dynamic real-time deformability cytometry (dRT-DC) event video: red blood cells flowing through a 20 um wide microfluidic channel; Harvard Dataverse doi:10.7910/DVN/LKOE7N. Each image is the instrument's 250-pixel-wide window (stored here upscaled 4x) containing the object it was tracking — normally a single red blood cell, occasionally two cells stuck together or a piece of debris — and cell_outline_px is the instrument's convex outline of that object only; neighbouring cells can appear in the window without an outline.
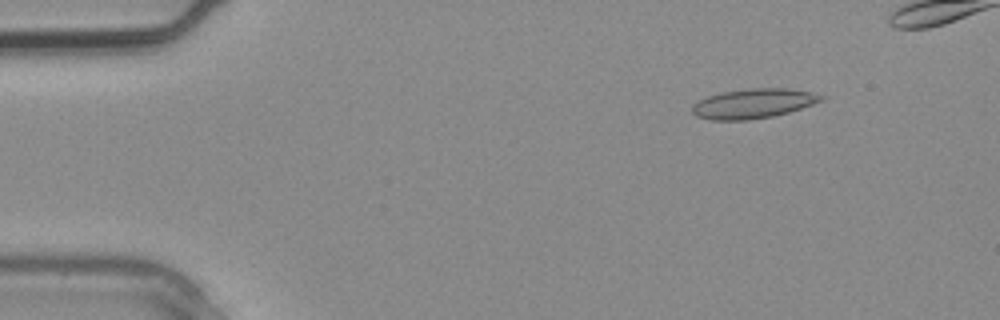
{"species": "common noctule bat (a hibernating species)", "species_latin": "Nyctalus noctula", "temperature_condition": "warm", "stored_images_in_passage": 4, "camera_frame_rate_fps": 3000, "um_per_image_px": 0.085, "animal": {"sex": "male", "body_mass_g": 20.4}, "frame": {"image": 1, "passage_image": 2, "time_ms": 0.333, "image_size_px": [1000, 320], "cell_outline_px": [[828, 96], [824, 100], [788, 112], [772, 116], [748, 120], [708, 120], [696, 116], [692, 112], [692, 104], [708, 96], [720, 92], [752, 88], [788, 88], [812, 92]], "centroid_in_image_um": [64.04, 8.79], "position_along_channel_um": 21.0, "area_um2": 22.37}}